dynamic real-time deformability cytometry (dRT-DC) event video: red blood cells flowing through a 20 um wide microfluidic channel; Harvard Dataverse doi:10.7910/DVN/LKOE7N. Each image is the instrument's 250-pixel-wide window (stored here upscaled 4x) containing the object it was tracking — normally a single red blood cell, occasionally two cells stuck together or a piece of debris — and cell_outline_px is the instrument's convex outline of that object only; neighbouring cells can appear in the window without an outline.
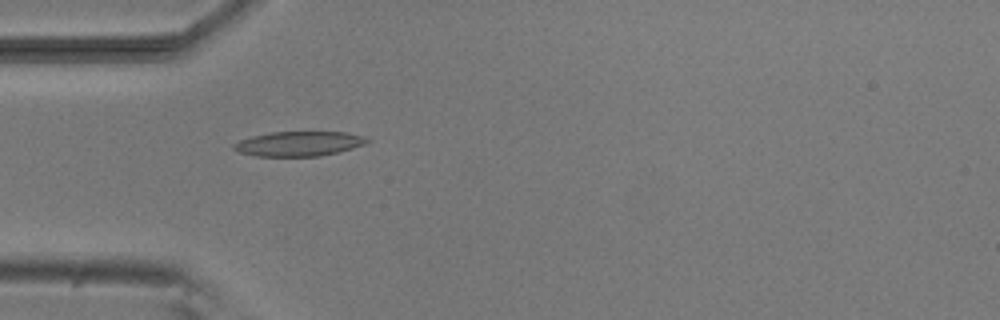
{"species": "common noctule bat (a hibernating species)", "species_latin": "Nyctalus noctula", "temperature_condition": "room temperature", "stored_images_in_passage": 6, "camera_frame_rate_fps": 3000, "um_per_image_px": 0.085, "animal": {"sex": "male", "body_mass_g": 20.5, "forearm_length_mm": 52.5}, "frame": {"image": 1, "passage_image": 5, "time_ms": 4.667, "image_size_px": [1000, 320], "cell_outline_px": [[372, 140], [364, 144], [352, 148], [320, 156], [256, 156], [240, 152], [232, 148], [232, 144], [240, 140], [252, 136], [268, 132], [344, 132], [364, 136]], "centroid_in_image_um": [25.39, 12.21], "position_along_channel_um": 59.6, "area_um2": 19.13}}
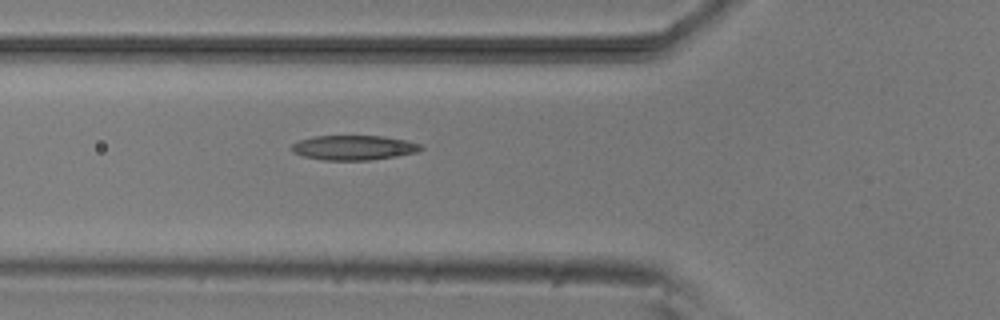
{"frame": {"image": 2, "passage_image": 6, "time_ms": 5.667, "image_size_px": [1000, 320], "cell_outline_px": [[424, 148], [416, 152], [396, 156], [372, 160], [324, 160], [304, 156], [292, 152], [292, 144], [300, 140], [312, 136], [384, 136], [408, 140], [420, 144]], "centroid_in_image_um": [30.09, 12.54], "position_along_channel_um": 95.7, "area_um2": 18.61}}